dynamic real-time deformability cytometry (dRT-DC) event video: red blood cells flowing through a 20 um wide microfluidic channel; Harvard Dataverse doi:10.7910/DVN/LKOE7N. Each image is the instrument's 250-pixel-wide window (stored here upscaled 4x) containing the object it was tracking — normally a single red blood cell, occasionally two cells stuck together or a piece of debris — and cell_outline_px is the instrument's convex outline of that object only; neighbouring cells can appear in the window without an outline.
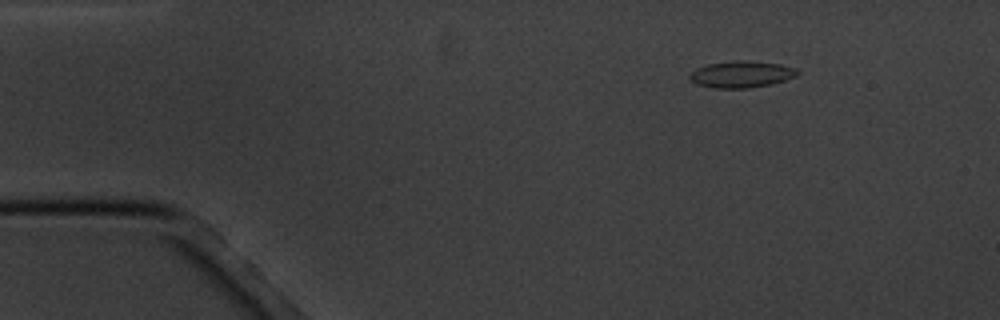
{"species": "common noctule bat (a hibernating species)", "species_latin": "Nyctalus noctula", "temperature_condition": "cold", "stored_images_in_passage": 17, "camera_frame_rate_fps": 3000, "um_per_image_px": 0.085, "animal": {"sex": "male", "body_mass_g": 20.1, "forearm_length_mm": 53.5}, "frame": {"image": 1, "passage_image": 3, "time_ms": 2.333, "image_size_px": [1000, 320], "cell_outline_px": [[800, 72], [796, 76], [772, 84], [748, 88], [712, 88], [696, 84], [688, 76], [696, 68], [708, 64], [740, 60], [744, 60], [780, 64], [796, 68]], "centroid_in_image_um": [63.03, 6.32], "position_along_channel_um": 22.0, "area_um2": 16.65}}
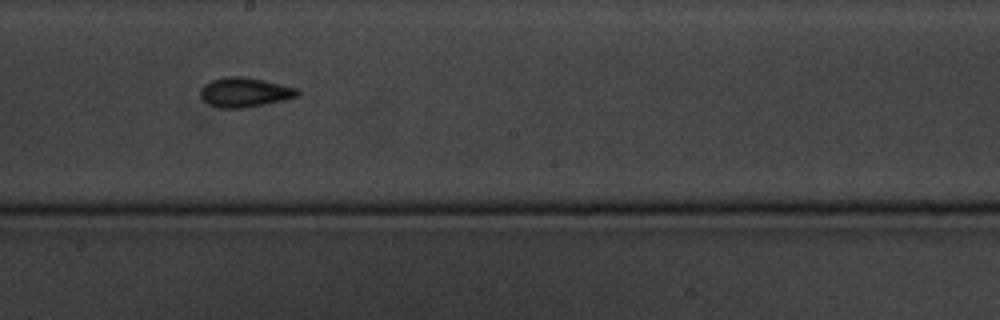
{"frame": {"image": 2, "passage_image": 10, "time_ms": 10.333, "image_size_px": [1000, 320], "cell_outline_px": [[300, 96], [284, 100], [264, 104], [240, 108], [220, 108], [204, 100], [200, 96], [200, 92], [204, 84], [212, 80], [224, 76], [244, 76], [264, 80], [296, 88], [300, 92]], "centroid_in_image_um": [20.81, 7.83], "position_along_channel_um": 227.4, "area_um2": 16.59}}
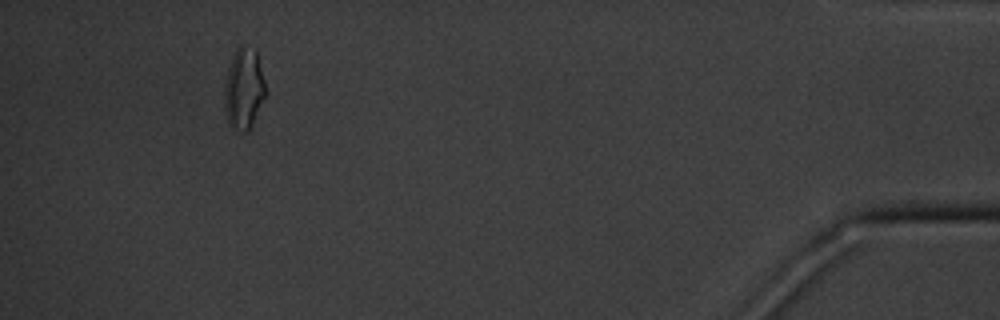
{"frame": {"image": 3, "passage_image": 16, "time_ms": 17.667, "image_size_px": [1000, 320], "cell_outline_px": [[268, 92], [248, 132], [244, 132], [232, 128], [228, 124], [224, 104], [224, 84], [228, 68], [232, 56], [236, 48], [240, 44], [256, 48]], "centroid_in_image_um": [20.74, 7.51], "position_along_channel_um": 414.5, "area_um2": 20.0}, "authors_computed_cell_mechanics": {"area_um2": 16.0684, "velocity_mm_per_s": 3.4521, "shape_relaxation_time_tau1_ms": 4.3434, "shape_relaxation_time_tau2_ms": 2.6603, "deformation_change_tau1": 0.1049, "deformation_change_tau2": 0.0716}}